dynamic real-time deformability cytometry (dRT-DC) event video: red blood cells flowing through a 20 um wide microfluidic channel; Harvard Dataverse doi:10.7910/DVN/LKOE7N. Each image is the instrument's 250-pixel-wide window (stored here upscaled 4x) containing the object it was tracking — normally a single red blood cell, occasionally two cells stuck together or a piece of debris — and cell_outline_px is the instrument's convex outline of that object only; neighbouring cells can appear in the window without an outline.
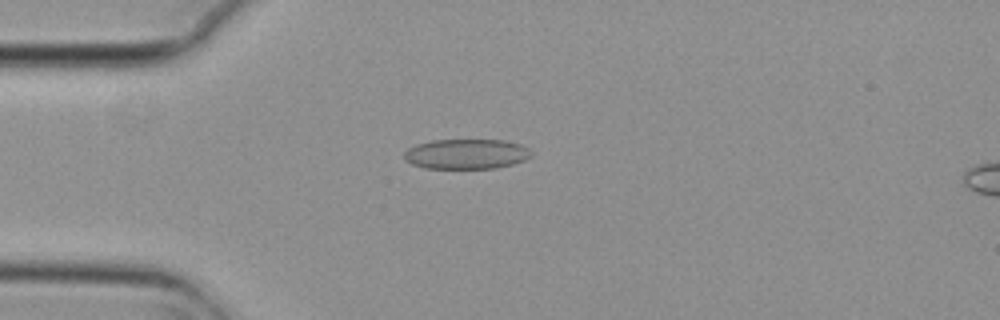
{"species": "common noctule bat (a hibernating species)", "species_latin": "Nyctalus noctula", "temperature_condition": "cold", "stored_images_in_passage": 4, "camera_frame_rate_fps": 3000, "um_per_image_px": 0.085, "animal": {"sex": "female", "body_mass_g": 29.2, "forearm_length_mm": 56.3}, "frame": {"image": 1, "passage_image": 2, "time_ms": 0.333, "image_size_px": [1000, 320], "cell_outline_px": [[532, 156], [524, 160], [512, 164], [496, 168], [424, 168], [412, 164], [404, 160], [404, 152], [408, 148], [416, 144], [432, 140], [504, 140], [520, 144], [528, 148]], "centroid_in_image_um": [39.61, 13.09], "position_along_channel_um": 45.4, "area_um2": 22.25}}
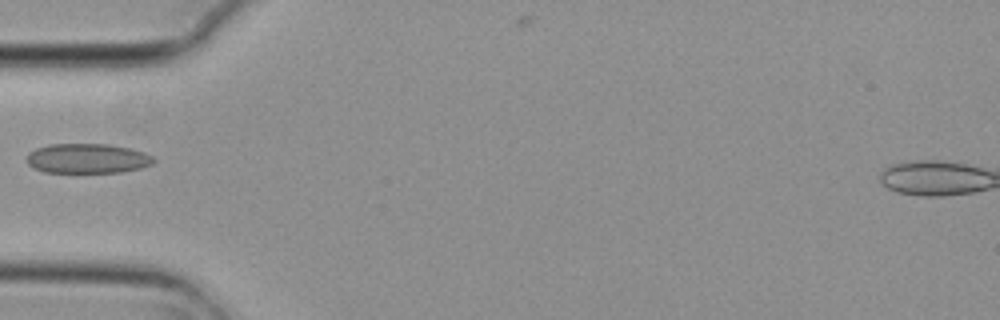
{"frame": {"image": 2, "passage_image": 3, "time_ms": 0.667, "image_size_px": [1000, 320], "cell_outline_px": [[156, 160], [152, 164], [140, 168], [120, 172], [44, 172], [32, 168], [28, 164], [28, 152], [36, 148], [48, 144], [108, 144], [132, 148], [144, 152], [152, 156]], "centroid_in_image_um": [7.43, 13.46], "position_along_channel_um": 77.6, "area_um2": 22.08}}
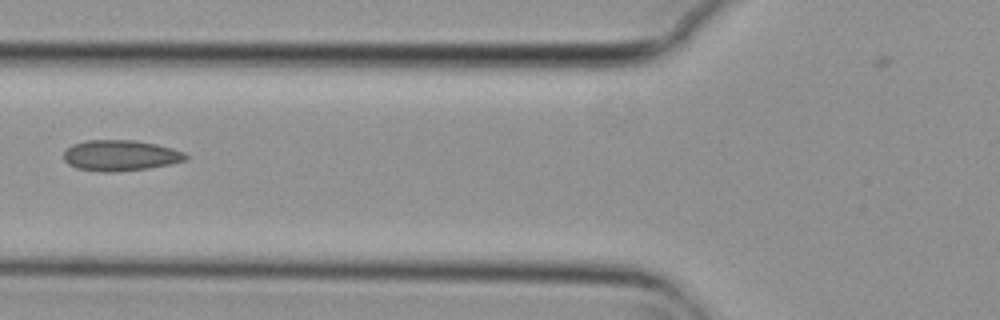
{"frame": {"image": 3, "passage_image": 4, "time_ms": 1.0, "image_size_px": [1000, 320], "cell_outline_px": [[188, 156], [184, 160], [168, 164], [148, 168], [112, 172], [100, 172], [76, 168], [68, 164], [64, 160], [64, 152], [72, 144], [84, 140], [136, 140], [156, 144], [172, 148], [184, 152]], "centroid_in_image_um": [10.19, 13.21], "position_along_channel_um": 115.6, "area_um2": 21.85}}